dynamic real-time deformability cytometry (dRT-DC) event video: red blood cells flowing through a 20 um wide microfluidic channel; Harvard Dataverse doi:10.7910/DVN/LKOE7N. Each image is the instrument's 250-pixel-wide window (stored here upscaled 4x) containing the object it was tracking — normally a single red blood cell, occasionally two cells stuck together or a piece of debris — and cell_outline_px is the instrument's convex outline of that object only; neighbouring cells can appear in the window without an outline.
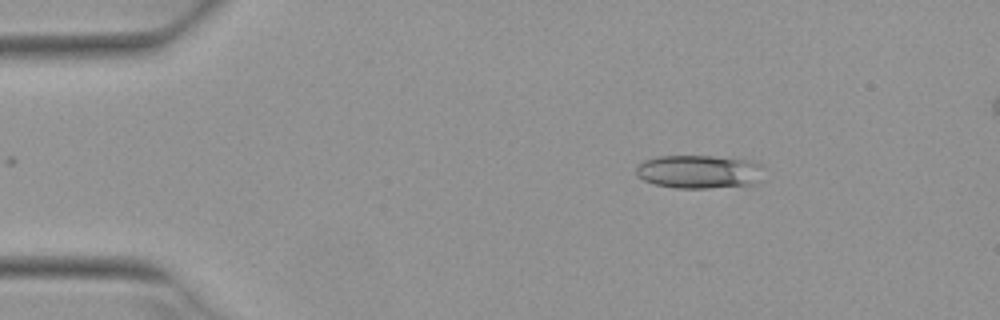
{"species": "Egyptian fruit bat (a non-hibernating species)", "species_latin": "Rousettus aegyptiacus", "temperature_condition": "warm", "stored_images_in_passage": 5, "camera_frame_rate_fps": 3000, "um_per_image_px": 0.085, "animal": {"sex": "female"}, "frame": {"image": 1, "passage_image": 3, "time_ms": 0.667, "image_size_px": [1000, 320], "cell_outline_px": [[768, 180], [756, 184], [708, 188], [676, 188], [652, 184], [644, 180], [636, 172], [636, 168], [644, 160], [660, 156], [712, 156], [756, 160], [764, 164]], "centroid_in_image_um": [59.62, 14.6], "position_along_channel_um": 25.4, "area_um2": 25.78}}